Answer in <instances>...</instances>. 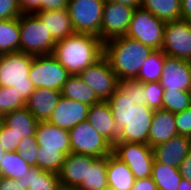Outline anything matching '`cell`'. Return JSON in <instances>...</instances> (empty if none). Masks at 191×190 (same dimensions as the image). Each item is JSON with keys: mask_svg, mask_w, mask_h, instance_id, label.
<instances>
[{"mask_svg": "<svg viewBox=\"0 0 191 190\" xmlns=\"http://www.w3.org/2000/svg\"><path fill=\"white\" fill-rule=\"evenodd\" d=\"M107 102L119 130L117 142L148 144L154 110L147 105H135L132 93L122 82Z\"/></svg>", "mask_w": 191, "mask_h": 190, "instance_id": "cell-1", "label": "cell"}, {"mask_svg": "<svg viewBox=\"0 0 191 190\" xmlns=\"http://www.w3.org/2000/svg\"><path fill=\"white\" fill-rule=\"evenodd\" d=\"M52 55L71 75H78L104 55V42L91 34L75 33L57 41Z\"/></svg>", "mask_w": 191, "mask_h": 190, "instance_id": "cell-2", "label": "cell"}, {"mask_svg": "<svg viewBox=\"0 0 191 190\" xmlns=\"http://www.w3.org/2000/svg\"><path fill=\"white\" fill-rule=\"evenodd\" d=\"M154 49L127 36H119L104 42V56L119 82L134 80Z\"/></svg>", "mask_w": 191, "mask_h": 190, "instance_id": "cell-3", "label": "cell"}, {"mask_svg": "<svg viewBox=\"0 0 191 190\" xmlns=\"http://www.w3.org/2000/svg\"><path fill=\"white\" fill-rule=\"evenodd\" d=\"M32 60L24 52L0 54V86L14 87L25 102L36 89L29 79Z\"/></svg>", "mask_w": 191, "mask_h": 190, "instance_id": "cell-4", "label": "cell"}, {"mask_svg": "<svg viewBox=\"0 0 191 190\" xmlns=\"http://www.w3.org/2000/svg\"><path fill=\"white\" fill-rule=\"evenodd\" d=\"M20 52L33 56L52 54L56 41L35 14L19 16Z\"/></svg>", "mask_w": 191, "mask_h": 190, "instance_id": "cell-5", "label": "cell"}, {"mask_svg": "<svg viewBox=\"0 0 191 190\" xmlns=\"http://www.w3.org/2000/svg\"><path fill=\"white\" fill-rule=\"evenodd\" d=\"M105 0H68L67 11L75 33L91 34L101 39Z\"/></svg>", "mask_w": 191, "mask_h": 190, "instance_id": "cell-6", "label": "cell"}, {"mask_svg": "<svg viewBox=\"0 0 191 190\" xmlns=\"http://www.w3.org/2000/svg\"><path fill=\"white\" fill-rule=\"evenodd\" d=\"M165 24V21L157 18L150 11L136 8L125 36L140 41L154 50H160Z\"/></svg>", "mask_w": 191, "mask_h": 190, "instance_id": "cell-7", "label": "cell"}, {"mask_svg": "<svg viewBox=\"0 0 191 190\" xmlns=\"http://www.w3.org/2000/svg\"><path fill=\"white\" fill-rule=\"evenodd\" d=\"M70 75L52 54L33 56L29 79L36 89L48 88L61 91Z\"/></svg>", "mask_w": 191, "mask_h": 190, "instance_id": "cell-8", "label": "cell"}, {"mask_svg": "<svg viewBox=\"0 0 191 190\" xmlns=\"http://www.w3.org/2000/svg\"><path fill=\"white\" fill-rule=\"evenodd\" d=\"M71 153L90 155L96 158L112 153L113 145L99 134L94 127L84 121L69 131Z\"/></svg>", "mask_w": 191, "mask_h": 190, "instance_id": "cell-9", "label": "cell"}, {"mask_svg": "<svg viewBox=\"0 0 191 190\" xmlns=\"http://www.w3.org/2000/svg\"><path fill=\"white\" fill-rule=\"evenodd\" d=\"M112 153L126 163L135 180L151 176L154 155L148 144L116 142L113 145Z\"/></svg>", "mask_w": 191, "mask_h": 190, "instance_id": "cell-10", "label": "cell"}, {"mask_svg": "<svg viewBox=\"0 0 191 190\" xmlns=\"http://www.w3.org/2000/svg\"><path fill=\"white\" fill-rule=\"evenodd\" d=\"M161 50L168 56L191 61V22H166Z\"/></svg>", "mask_w": 191, "mask_h": 190, "instance_id": "cell-11", "label": "cell"}, {"mask_svg": "<svg viewBox=\"0 0 191 190\" xmlns=\"http://www.w3.org/2000/svg\"><path fill=\"white\" fill-rule=\"evenodd\" d=\"M78 75L102 101H107L115 93L119 83L104 55Z\"/></svg>", "mask_w": 191, "mask_h": 190, "instance_id": "cell-12", "label": "cell"}, {"mask_svg": "<svg viewBox=\"0 0 191 190\" xmlns=\"http://www.w3.org/2000/svg\"><path fill=\"white\" fill-rule=\"evenodd\" d=\"M135 8L114 3L111 1L104 2L101 40L106 42L109 39L125 36Z\"/></svg>", "mask_w": 191, "mask_h": 190, "instance_id": "cell-13", "label": "cell"}, {"mask_svg": "<svg viewBox=\"0 0 191 190\" xmlns=\"http://www.w3.org/2000/svg\"><path fill=\"white\" fill-rule=\"evenodd\" d=\"M159 82L164 91L191 92V61L167 55Z\"/></svg>", "mask_w": 191, "mask_h": 190, "instance_id": "cell-14", "label": "cell"}, {"mask_svg": "<svg viewBox=\"0 0 191 190\" xmlns=\"http://www.w3.org/2000/svg\"><path fill=\"white\" fill-rule=\"evenodd\" d=\"M89 107L86 103L68 99L61 95L47 122L69 131L79 123L87 121Z\"/></svg>", "mask_w": 191, "mask_h": 190, "instance_id": "cell-15", "label": "cell"}, {"mask_svg": "<svg viewBox=\"0 0 191 190\" xmlns=\"http://www.w3.org/2000/svg\"><path fill=\"white\" fill-rule=\"evenodd\" d=\"M191 148V138L176 135L167 142L152 148L154 160L178 168Z\"/></svg>", "mask_w": 191, "mask_h": 190, "instance_id": "cell-16", "label": "cell"}, {"mask_svg": "<svg viewBox=\"0 0 191 190\" xmlns=\"http://www.w3.org/2000/svg\"><path fill=\"white\" fill-rule=\"evenodd\" d=\"M95 159L96 157L90 155L68 154L58 173L60 184L79 187L87 180L88 166H91Z\"/></svg>", "mask_w": 191, "mask_h": 190, "instance_id": "cell-17", "label": "cell"}, {"mask_svg": "<svg viewBox=\"0 0 191 190\" xmlns=\"http://www.w3.org/2000/svg\"><path fill=\"white\" fill-rule=\"evenodd\" d=\"M87 121L112 145L117 142L119 130L116 127L111 107L107 101H100L91 105Z\"/></svg>", "mask_w": 191, "mask_h": 190, "instance_id": "cell-18", "label": "cell"}, {"mask_svg": "<svg viewBox=\"0 0 191 190\" xmlns=\"http://www.w3.org/2000/svg\"><path fill=\"white\" fill-rule=\"evenodd\" d=\"M39 149L60 150L66 156L71 153L69 132L55 125L39 122L36 128Z\"/></svg>", "mask_w": 191, "mask_h": 190, "instance_id": "cell-19", "label": "cell"}, {"mask_svg": "<svg viewBox=\"0 0 191 190\" xmlns=\"http://www.w3.org/2000/svg\"><path fill=\"white\" fill-rule=\"evenodd\" d=\"M60 97L61 91L48 88H37L29 96L25 103V107L39 122H45L48 121Z\"/></svg>", "mask_w": 191, "mask_h": 190, "instance_id": "cell-20", "label": "cell"}, {"mask_svg": "<svg viewBox=\"0 0 191 190\" xmlns=\"http://www.w3.org/2000/svg\"><path fill=\"white\" fill-rule=\"evenodd\" d=\"M178 135L175 114L165 110H154L148 134V145L153 148Z\"/></svg>", "mask_w": 191, "mask_h": 190, "instance_id": "cell-21", "label": "cell"}, {"mask_svg": "<svg viewBox=\"0 0 191 190\" xmlns=\"http://www.w3.org/2000/svg\"><path fill=\"white\" fill-rule=\"evenodd\" d=\"M34 14L46 26L56 42L75 34L67 8L37 11Z\"/></svg>", "mask_w": 191, "mask_h": 190, "instance_id": "cell-22", "label": "cell"}, {"mask_svg": "<svg viewBox=\"0 0 191 190\" xmlns=\"http://www.w3.org/2000/svg\"><path fill=\"white\" fill-rule=\"evenodd\" d=\"M3 123L19 139L35 136L39 121L25 107L15 110L3 116Z\"/></svg>", "mask_w": 191, "mask_h": 190, "instance_id": "cell-23", "label": "cell"}, {"mask_svg": "<svg viewBox=\"0 0 191 190\" xmlns=\"http://www.w3.org/2000/svg\"><path fill=\"white\" fill-rule=\"evenodd\" d=\"M108 187L113 190H131L135 178L132 171L113 153L108 155L107 164Z\"/></svg>", "mask_w": 191, "mask_h": 190, "instance_id": "cell-24", "label": "cell"}, {"mask_svg": "<svg viewBox=\"0 0 191 190\" xmlns=\"http://www.w3.org/2000/svg\"><path fill=\"white\" fill-rule=\"evenodd\" d=\"M61 95L68 99L86 103L89 106L102 101L79 75H70L68 77L61 90Z\"/></svg>", "mask_w": 191, "mask_h": 190, "instance_id": "cell-25", "label": "cell"}, {"mask_svg": "<svg viewBox=\"0 0 191 190\" xmlns=\"http://www.w3.org/2000/svg\"><path fill=\"white\" fill-rule=\"evenodd\" d=\"M24 190H56L60 185L59 175L54 172L32 167L22 179H18Z\"/></svg>", "mask_w": 191, "mask_h": 190, "instance_id": "cell-26", "label": "cell"}, {"mask_svg": "<svg viewBox=\"0 0 191 190\" xmlns=\"http://www.w3.org/2000/svg\"><path fill=\"white\" fill-rule=\"evenodd\" d=\"M151 178L158 190H177L183 179L179 169L154 160Z\"/></svg>", "mask_w": 191, "mask_h": 190, "instance_id": "cell-27", "label": "cell"}, {"mask_svg": "<svg viewBox=\"0 0 191 190\" xmlns=\"http://www.w3.org/2000/svg\"><path fill=\"white\" fill-rule=\"evenodd\" d=\"M141 8L165 22L181 19V0H142Z\"/></svg>", "mask_w": 191, "mask_h": 190, "instance_id": "cell-28", "label": "cell"}, {"mask_svg": "<svg viewBox=\"0 0 191 190\" xmlns=\"http://www.w3.org/2000/svg\"><path fill=\"white\" fill-rule=\"evenodd\" d=\"M20 52L19 17L0 20V54Z\"/></svg>", "mask_w": 191, "mask_h": 190, "instance_id": "cell-29", "label": "cell"}, {"mask_svg": "<svg viewBox=\"0 0 191 190\" xmlns=\"http://www.w3.org/2000/svg\"><path fill=\"white\" fill-rule=\"evenodd\" d=\"M108 156L96 158L88 166L87 180L78 187L81 190H102L108 187L107 179Z\"/></svg>", "mask_w": 191, "mask_h": 190, "instance_id": "cell-30", "label": "cell"}, {"mask_svg": "<svg viewBox=\"0 0 191 190\" xmlns=\"http://www.w3.org/2000/svg\"><path fill=\"white\" fill-rule=\"evenodd\" d=\"M166 54L160 50H153L139 70L136 81L159 82L164 69Z\"/></svg>", "mask_w": 191, "mask_h": 190, "instance_id": "cell-31", "label": "cell"}, {"mask_svg": "<svg viewBox=\"0 0 191 190\" xmlns=\"http://www.w3.org/2000/svg\"><path fill=\"white\" fill-rule=\"evenodd\" d=\"M32 167L16 151L5 152L0 163V176L11 179H22Z\"/></svg>", "mask_w": 191, "mask_h": 190, "instance_id": "cell-32", "label": "cell"}, {"mask_svg": "<svg viewBox=\"0 0 191 190\" xmlns=\"http://www.w3.org/2000/svg\"><path fill=\"white\" fill-rule=\"evenodd\" d=\"M66 155L60 150L39 149L36 156V167L59 173Z\"/></svg>", "mask_w": 191, "mask_h": 190, "instance_id": "cell-33", "label": "cell"}, {"mask_svg": "<svg viewBox=\"0 0 191 190\" xmlns=\"http://www.w3.org/2000/svg\"><path fill=\"white\" fill-rule=\"evenodd\" d=\"M191 106V92L189 91H164L162 110L174 114Z\"/></svg>", "mask_w": 191, "mask_h": 190, "instance_id": "cell-34", "label": "cell"}, {"mask_svg": "<svg viewBox=\"0 0 191 190\" xmlns=\"http://www.w3.org/2000/svg\"><path fill=\"white\" fill-rule=\"evenodd\" d=\"M25 101L19 96L14 87L0 86V115L25 108Z\"/></svg>", "mask_w": 191, "mask_h": 190, "instance_id": "cell-35", "label": "cell"}, {"mask_svg": "<svg viewBox=\"0 0 191 190\" xmlns=\"http://www.w3.org/2000/svg\"><path fill=\"white\" fill-rule=\"evenodd\" d=\"M145 105L152 110H161L163 103L164 89L160 82L144 83Z\"/></svg>", "mask_w": 191, "mask_h": 190, "instance_id": "cell-36", "label": "cell"}, {"mask_svg": "<svg viewBox=\"0 0 191 190\" xmlns=\"http://www.w3.org/2000/svg\"><path fill=\"white\" fill-rule=\"evenodd\" d=\"M39 150L36 136L23 138L19 143L16 152L31 167H36V156Z\"/></svg>", "mask_w": 191, "mask_h": 190, "instance_id": "cell-37", "label": "cell"}, {"mask_svg": "<svg viewBox=\"0 0 191 190\" xmlns=\"http://www.w3.org/2000/svg\"><path fill=\"white\" fill-rule=\"evenodd\" d=\"M175 123L178 135L191 138V106L175 114Z\"/></svg>", "mask_w": 191, "mask_h": 190, "instance_id": "cell-38", "label": "cell"}, {"mask_svg": "<svg viewBox=\"0 0 191 190\" xmlns=\"http://www.w3.org/2000/svg\"><path fill=\"white\" fill-rule=\"evenodd\" d=\"M21 139L16 137L3 123L0 127V144L6 152L16 151Z\"/></svg>", "mask_w": 191, "mask_h": 190, "instance_id": "cell-39", "label": "cell"}, {"mask_svg": "<svg viewBox=\"0 0 191 190\" xmlns=\"http://www.w3.org/2000/svg\"><path fill=\"white\" fill-rule=\"evenodd\" d=\"M21 14L19 0H0V20L18 18Z\"/></svg>", "mask_w": 191, "mask_h": 190, "instance_id": "cell-40", "label": "cell"}, {"mask_svg": "<svg viewBox=\"0 0 191 190\" xmlns=\"http://www.w3.org/2000/svg\"><path fill=\"white\" fill-rule=\"evenodd\" d=\"M132 93V99L135 101V105H145L144 96V83L134 80L121 81Z\"/></svg>", "mask_w": 191, "mask_h": 190, "instance_id": "cell-41", "label": "cell"}, {"mask_svg": "<svg viewBox=\"0 0 191 190\" xmlns=\"http://www.w3.org/2000/svg\"><path fill=\"white\" fill-rule=\"evenodd\" d=\"M68 0H38V11L67 8Z\"/></svg>", "mask_w": 191, "mask_h": 190, "instance_id": "cell-42", "label": "cell"}, {"mask_svg": "<svg viewBox=\"0 0 191 190\" xmlns=\"http://www.w3.org/2000/svg\"><path fill=\"white\" fill-rule=\"evenodd\" d=\"M0 190H24V186L19 180L0 176Z\"/></svg>", "mask_w": 191, "mask_h": 190, "instance_id": "cell-43", "label": "cell"}, {"mask_svg": "<svg viewBox=\"0 0 191 190\" xmlns=\"http://www.w3.org/2000/svg\"><path fill=\"white\" fill-rule=\"evenodd\" d=\"M178 169L182 178L191 182V148Z\"/></svg>", "mask_w": 191, "mask_h": 190, "instance_id": "cell-44", "label": "cell"}, {"mask_svg": "<svg viewBox=\"0 0 191 190\" xmlns=\"http://www.w3.org/2000/svg\"><path fill=\"white\" fill-rule=\"evenodd\" d=\"M131 190H158L155 182L150 177L135 180Z\"/></svg>", "mask_w": 191, "mask_h": 190, "instance_id": "cell-45", "label": "cell"}, {"mask_svg": "<svg viewBox=\"0 0 191 190\" xmlns=\"http://www.w3.org/2000/svg\"><path fill=\"white\" fill-rule=\"evenodd\" d=\"M22 14H34L38 11V0H19Z\"/></svg>", "mask_w": 191, "mask_h": 190, "instance_id": "cell-46", "label": "cell"}, {"mask_svg": "<svg viewBox=\"0 0 191 190\" xmlns=\"http://www.w3.org/2000/svg\"><path fill=\"white\" fill-rule=\"evenodd\" d=\"M181 19L191 22V0H181Z\"/></svg>", "mask_w": 191, "mask_h": 190, "instance_id": "cell-47", "label": "cell"}, {"mask_svg": "<svg viewBox=\"0 0 191 190\" xmlns=\"http://www.w3.org/2000/svg\"><path fill=\"white\" fill-rule=\"evenodd\" d=\"M105 1H111L114 3L128 5V6L135 8V9L141 8V5H142V0H105Z\"/></svg>", "mask_w": 191, "mask_h": 190, "instance_id": "cell-48", "label": "cell"}, {"mask_svg": "<svg viewBox=\"0 0 191 190\" xmlns=\"http://www.w3.org/2000/svg\"><path fill=\"white\" fill-rule=\"evenodd\" d=\"M177 190H191V182L186 179H182L180 186Z\"/></svg>", "mask_w": 191, "mask_h": 190, "instance_id": "cell-49", "label": "cell"}, {"mask_svg": "<svg viewBox=\"0 0 191 190\" xmlns=\"http://www.w3.org/2000/svg\"><path fill=\"white\" fill-rule=\"evenodd\" d=\"M56 190H81V189L74 186H66V185L60 184Z\"/></svg>", "mask_w": 191, "mask_h": 190, "instance_id": "cell-50", "label": "cell"}, {"mask_svg": "<svg viewBox=\"0 0 191 190\" xmlns=\"http://www.w3.org/2000/svg\"><path fill=\"white\" fill-rule=\"evenodd\" d=\"M5 152H6V151L3 149V147H2L1 144H0V163H2L3 154H4Z\"/></svg>", "mask_w": 191, "mask_h": 190, "instance_id": "cell-51", "label": "cell"}, {"mask_svg": "<svg viewBox=\"0 0 191 190\" xmlns=\"http://www.w3.org/2000/svg\"><path fill=\"white\" fill-rule=\"evenodd\" d=\"M2 124H3V116L0 115V127H1Z\"/></svg>", "mask_w": 191, "mask_h": 190, "instance_id": "cell-52", "label": "cell"}, {"mask_svg": "<svg viewBox=\"0 0 191 190\" xmlns=\"http://www.w3.org/2000/svg\"><path fill=\"white\" fill-rule=\"evenodd\" d=\"M102 190H113V189H110L109 187L105 188V189H102Z\"/></svg>", "mask_w": 191, "mask_h": 190, "instance_id": "cell-53", "label": "cell"}]
</instances>
